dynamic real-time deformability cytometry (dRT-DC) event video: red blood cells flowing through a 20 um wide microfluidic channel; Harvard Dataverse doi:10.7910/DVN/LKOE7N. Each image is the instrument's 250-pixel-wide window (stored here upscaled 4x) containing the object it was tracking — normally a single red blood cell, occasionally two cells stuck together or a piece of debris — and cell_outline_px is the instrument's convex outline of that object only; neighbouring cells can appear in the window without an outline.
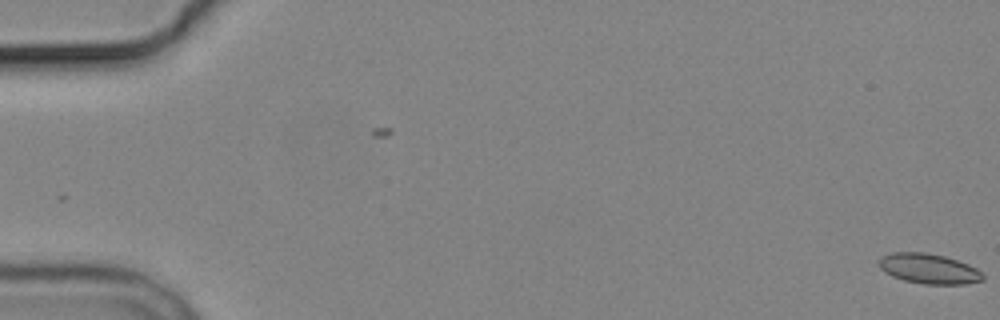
{"species": "common noctule bat (a hibernating species)", "species_latin": "Nyctalus noctula", "temperature_condition": "cold", "stored_images_in_passage": 2, "camera_frame_rate_fps": 3000, "um_per_image_px": 0.085, "animal": {"sex": "male", "body_mass_g": 19.2, "forearm_length_mm": 51.8}, "frame": {"image": 1, "passage_image": 2, "time_ms": 1.0, "image_size_px": [1000, 320], "cell_outline_px": [[984, 280], [964, 284], [924, 284], [904, 280], [892, 276], [884, 272], [880, 268], [880, 256], [892, 252], [924, 252], [944, 256], [968, 264], [976, 268], [984, 276]], "centroid_in_image_um": [78.94, 22.84], "position_along_channel_um": 6.1, "area_um2": 18.15}}